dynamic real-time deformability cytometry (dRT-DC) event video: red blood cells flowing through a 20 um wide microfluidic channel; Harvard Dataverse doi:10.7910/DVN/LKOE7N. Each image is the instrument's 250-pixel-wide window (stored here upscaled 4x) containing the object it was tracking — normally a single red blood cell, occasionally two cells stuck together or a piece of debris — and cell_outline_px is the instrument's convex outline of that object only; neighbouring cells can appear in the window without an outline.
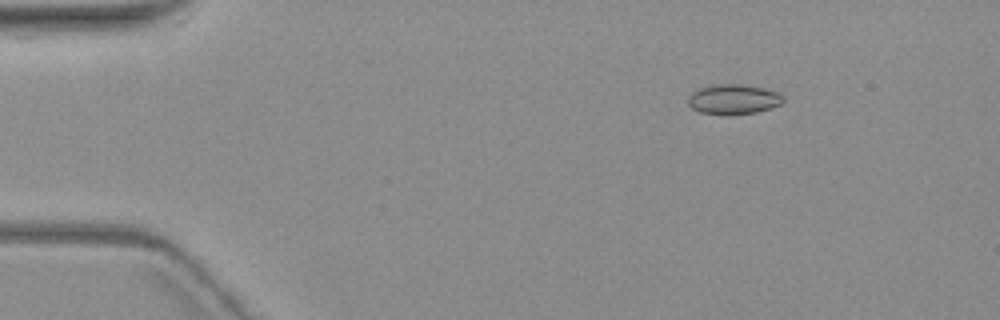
{"species": "common noctule bat (a hibernating species)", "species_latin": "Nyctalus noctula", "temperature_condition": "warm", "stored_images_in_passage": 6, "camera_frame_rate_fps": 3000, "um_per_image_px": 0.085, "animal": {"sex": "female", "body_mass_g": 19.3, "forearm_length_mm": 54.1}, "frame": {"image": 1, "passage_image": 2, "time_ms": 2.0, "image_size_px": [1000, 320], "cell_outline_px": [[784, 100], [780, 104], [772, 108], [756, 112], [728, 116], [700, 112], [692, 108], [688, 104], [688, 96], [696, 88], [712, 84], [740, 84], [764, 88], [776, 92], [784, 96]], "centroid_in_image_um": [62.31, 8.44], "position_along_channel_um": 22.7, "area_um2": 16.94}}
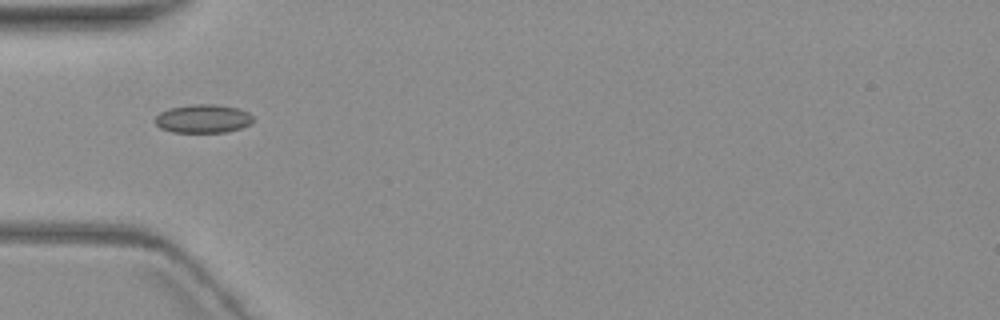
{"frame": {"image": 2, "passage_image": 5, "time_ms": 5.667, "image_size_px": [1000, 320], "cell_outline_px": [[252, 124], [240, 128], [224, 132], [172, 132], [160, 128], [156, 124], [156, 116], [160, 112], [168, 108], [192, 104], [212, 104], [240, 108], [248, 112], [252, 116]], "centroid_in_image_um": [17.26, 10.08], "position_along_channel_um": 67.7, "area_um2": 16.3}}
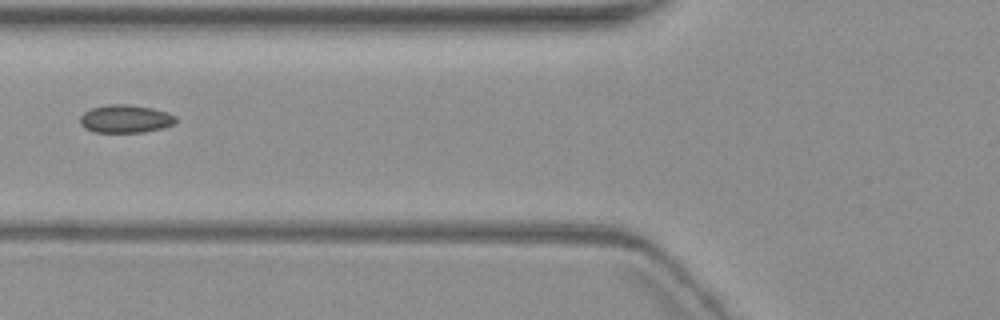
{"frame": {"image": 3, "passage_image": 6, "time_ms": 7.0, "image_size_px": [1000, 320], "cell_outline_px": [[176, 120], [172, 124], [164, 128], [144, 132], [92, 132], [84, 128], [80, 124], [80, 116], [84, 112], [92, 108], [108, 104], [128, 104], [152, 108], [168, 112], [176, 116]], "centroid_in_image_um": [10.65, 10.1], "position_along_channel_um": 115.1, "area_um2": 15.72}}